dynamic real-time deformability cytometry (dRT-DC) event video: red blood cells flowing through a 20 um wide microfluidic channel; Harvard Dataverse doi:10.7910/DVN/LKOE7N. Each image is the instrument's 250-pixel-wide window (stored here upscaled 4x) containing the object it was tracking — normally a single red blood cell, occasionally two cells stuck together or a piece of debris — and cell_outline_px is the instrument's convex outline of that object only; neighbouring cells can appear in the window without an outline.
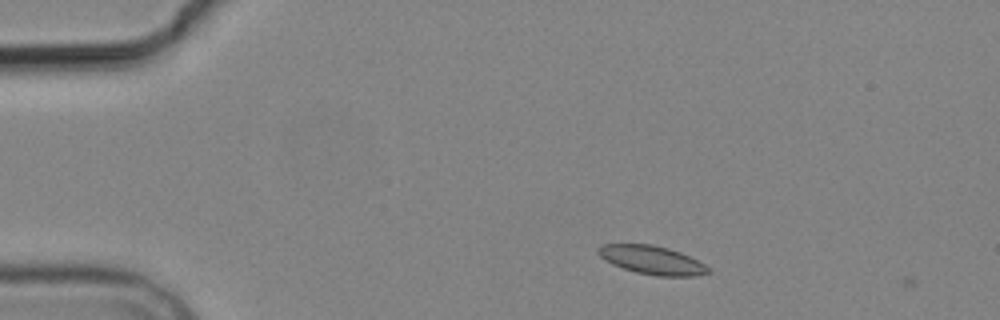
{"species": "common noctule bat (a hibernating species)", "species_latin": "Nyctalus noctula", "temperature_condition": "cold", "stored_images_in_passage": 3, "camera_frame_rate_fps": 3000, "um_per_image_px": 0.085, "animal": {"sex": "male", "body_mass_g": 19.2, "forearm_length_mm": 51.8}, "frame": {"image": 1, "passage_image": 2, "time_ms": 1.333, "image_size_px": [1000, 320], "cell_outline_px": [[712, 272], [696, 276], [656, 276], [636, 272], [612, 264], [604, 260], [596, 252], [596, 248], [604, 244], [652, 244], [668, 248], [680, 252], [712, 268]], "centroid_in_image_um": [55.42, 22.1], "position_along_channel_um": 29.6, "area_um2": 18.38}}